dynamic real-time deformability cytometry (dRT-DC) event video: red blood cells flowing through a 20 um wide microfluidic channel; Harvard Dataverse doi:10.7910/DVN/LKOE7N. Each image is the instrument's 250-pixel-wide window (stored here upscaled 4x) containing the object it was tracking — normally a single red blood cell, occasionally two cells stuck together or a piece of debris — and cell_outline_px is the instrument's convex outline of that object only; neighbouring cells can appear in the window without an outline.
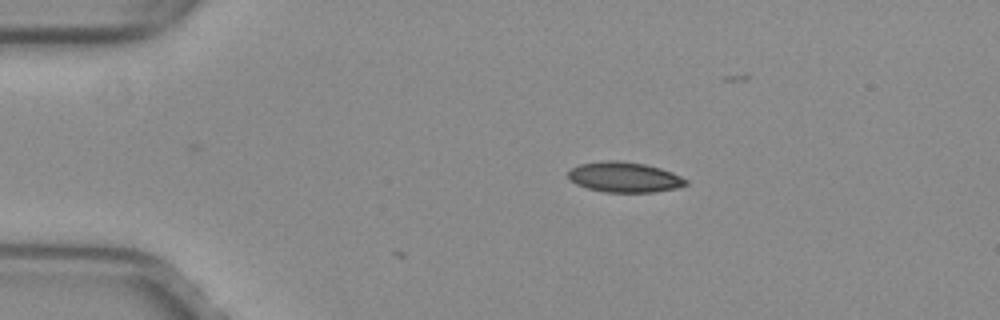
{"species": "common noctule bat (a hibernating species)", "species_latin": "Nyctalus noctula", "temperature_condition": "warm", "stored_images_in_passage": 3, "camera_frame_rate_fps": 3000, "um_per_image_px": 0.085, "animal": {"sex": "female", "body_mass_g": 29.2, "forearm_length_mm": 56.3}, "frame": {"image": 1, "passage_image": 1, "time_ms": 0.0, "image_size_px": [1000, 320], "cell_outline_px": [[688, 184], [680, 188], [656, 192], [604, 192], [588, 188], [576, 184], [568, 176], [568, 172], [572, 168], [580, 164], [604, 160], [620, 160], [644, 164], [660, 168], [672, 172], [688, 180]], "centroid_in_image_um": [53.11, 15.06], "position_along_channel_um": 31.9, "area_um2": 20.87}}